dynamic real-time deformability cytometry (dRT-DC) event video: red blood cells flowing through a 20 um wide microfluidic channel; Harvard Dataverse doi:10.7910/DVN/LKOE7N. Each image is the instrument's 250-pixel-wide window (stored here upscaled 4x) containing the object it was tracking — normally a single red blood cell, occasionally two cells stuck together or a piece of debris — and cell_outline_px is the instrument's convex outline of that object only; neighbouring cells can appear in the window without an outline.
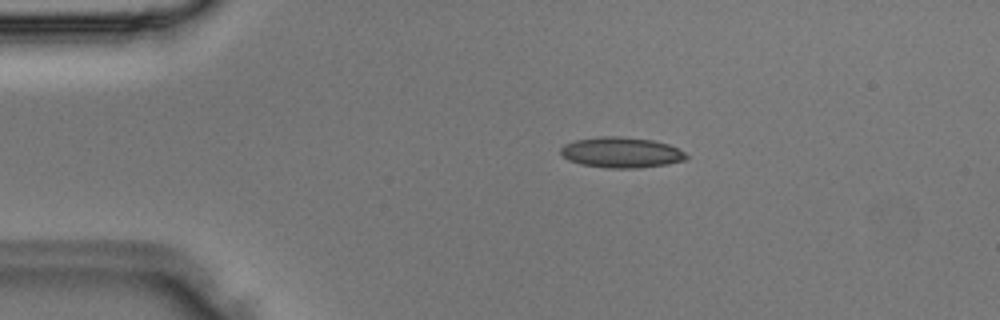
{"species": "Egyptian fruit bat (a non-hibernating species)", "species_latin": "Rousettus aegyptiacus", "temperature_condition": "room temperature", "stored_images_in_passage": 4, "camera_frame_rate_fps": 3000, "um_per_image_px": 0.085, "animal": {"sex": "male"}, "frame": {"image": 1, "passage_image": 2, "time_ms": 0.333, "image_size_px": [1000, 320], "cell_outline_px": [[688, 156], [684, 160], [668, 164], [640, 168], [604, 168], [580, 164], [568, 160], [560, 152], [560, 148], [564, 144], [576, 140], [600, 136], [620, 136], [652, 140], [668, 144], [684, 152]], "centroid_in_image_um": [52.79, 12.96], "position_along_channel_um": 32.2, "area_um2": 22.43}}